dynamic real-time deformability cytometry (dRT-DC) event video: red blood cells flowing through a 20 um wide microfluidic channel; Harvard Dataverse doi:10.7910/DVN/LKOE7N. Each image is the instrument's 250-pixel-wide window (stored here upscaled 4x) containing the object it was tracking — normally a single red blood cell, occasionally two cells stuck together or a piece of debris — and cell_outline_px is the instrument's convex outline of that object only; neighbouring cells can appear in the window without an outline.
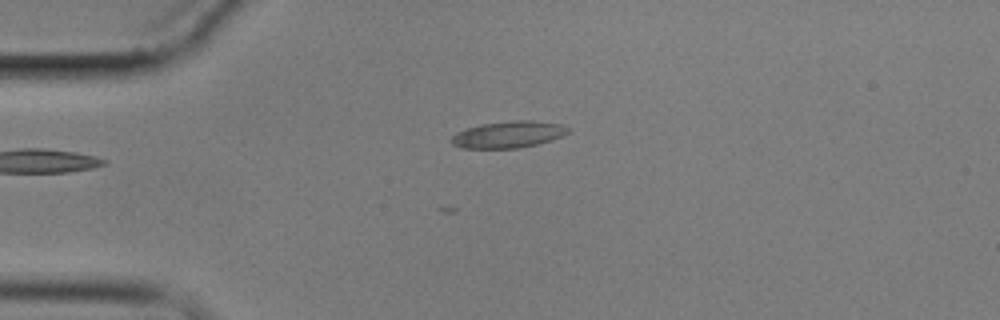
{"species": "common noctule bat (a hibernating species)", "species_latin": "Nyctalus noctula", "temperature_condition": "cold", "stored_images_in_passage": 2, "camera_frame_rate_fps": 3000, "um_per_image_px": 0.085, "animal": {"sex": "male", "body_mass_g": 17.9}, "frame": {"image": 1, "passage_image": 2, "time_ms": 1.333, "image_size_px": [1000, 320], "cell_outline_px": [[568, 132], [552, 140], [520, 148], [460, 148], [452, 144], [452, 136], [456, 132], [468, 128], [484, 124], [512, 120], [532, 120], [560, 124], [568, 128]], "centroid_in_image_um": [43.19, 11.43], "position_along_channel_um": 41.8, "area_um2": 17.92}}